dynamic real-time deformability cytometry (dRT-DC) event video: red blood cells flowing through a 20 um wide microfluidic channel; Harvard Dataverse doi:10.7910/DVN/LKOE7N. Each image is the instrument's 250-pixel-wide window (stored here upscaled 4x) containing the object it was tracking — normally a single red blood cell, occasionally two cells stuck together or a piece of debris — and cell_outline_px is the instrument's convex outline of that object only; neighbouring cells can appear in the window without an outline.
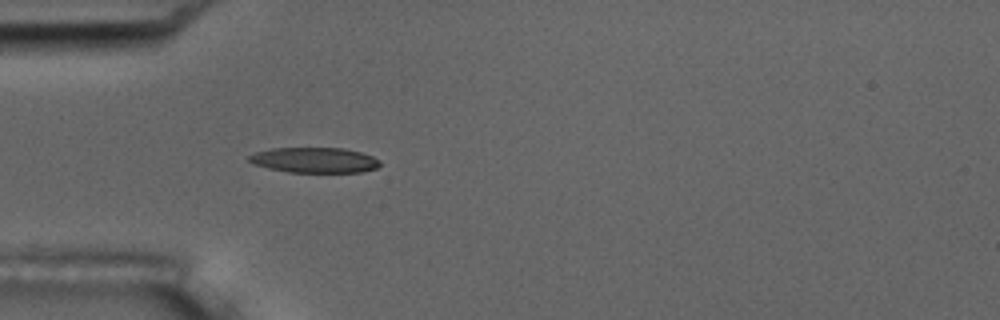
{"species": "common noctule bat (a hibernating species)", "species_latin": "Nyctalus noctula", "temperature_condition": "room temperature", "stored_images_in_passage": 1, "camera_frame_rate_fps": 3000, "um_per_image_px": 0.085, "animal": {"sex": "male", "body_mass_g": 17.5, "forearm_length_mm": 52.3}, "frame": {"image": 1, "passage_image": 1, "time_ms": 0.0, "image_size_px": [1000, 320], "cell_outline_px": [[380, 164], [376, 168], [360, 172], [288, 172], [268, 168], [252, 164], [248, 160], [248, 156], [256, 152], [272, 148], [344, 148], [360, 152], [372, 156], [380, 160]], "centroid_in_image_um": [26.71, 13.61], "position_along_channel_um": 58.3, "area_um2": 19.31}}